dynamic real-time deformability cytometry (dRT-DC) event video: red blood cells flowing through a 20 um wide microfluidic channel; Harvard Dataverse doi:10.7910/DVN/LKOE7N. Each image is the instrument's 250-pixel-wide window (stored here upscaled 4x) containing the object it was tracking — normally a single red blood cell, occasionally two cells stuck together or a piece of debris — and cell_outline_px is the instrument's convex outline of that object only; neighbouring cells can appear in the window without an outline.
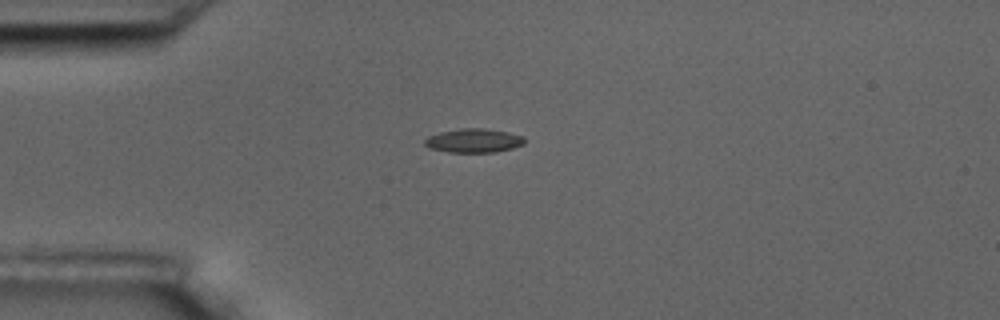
{"species": "common noctule bat (a hibernating species)", "species_latin": "Nyctalus noctula", "temperature_condition": "room temperature", "stored_images_in_passage": 3, "camera_frame_rate_fps": 3000, "um_per_image_px": 0.085, "animal": {"sex": "male", "body_mass_g": 17.5, "forearm_length_mm": 52.3}, "frame": {"image": 1, "passage_image": 1, "time_ms": 0.0, "image_size_px": [1000, 320], "cell_outline_px": [[524, 144], [512, 148], [496, 152], [448, 152], [428, 148], [424, 144], [424, 140], [428, 136], [440, 132], [460, 128], [484, 128], [508, 132], [524, 136]], "centroid_in_image_um": [40.25, 11.95], "position_along_channel_um": 44.8, "area_um2": 13.99}}